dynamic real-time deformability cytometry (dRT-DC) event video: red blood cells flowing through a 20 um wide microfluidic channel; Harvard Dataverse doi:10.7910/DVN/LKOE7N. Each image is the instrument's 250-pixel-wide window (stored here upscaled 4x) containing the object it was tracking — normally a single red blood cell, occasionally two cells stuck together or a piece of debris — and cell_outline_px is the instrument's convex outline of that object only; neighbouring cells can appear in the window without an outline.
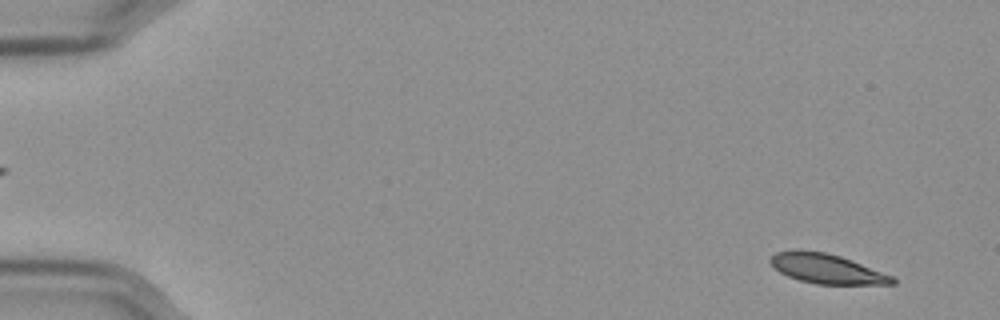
{"species": "Egyptian fruit bat (a non-hibernating species)", "species_latin": "Rousettus aegyptiacus", "temperature_condition": "cold", "stored_images_in_passage": 58, "camera_frame_rate_fps": 3000, "um_per_image_px": 0.085, "frame": {"image": 1, "passage_image": 4, "time_ms": 1.0, "image_size_px": [1000, 320], "cell_outline_px": [[896, 284], [816, 284], [800, 280], [788, 276], [780, 272], [768, 260], [776, 252], [824, 252], [840, 256], [892, 276], [896, 280]], "centroid_in_image_um": [70.31, 22.88], "position_along_channel_um": 14.7, "area_um2": 20.23}}
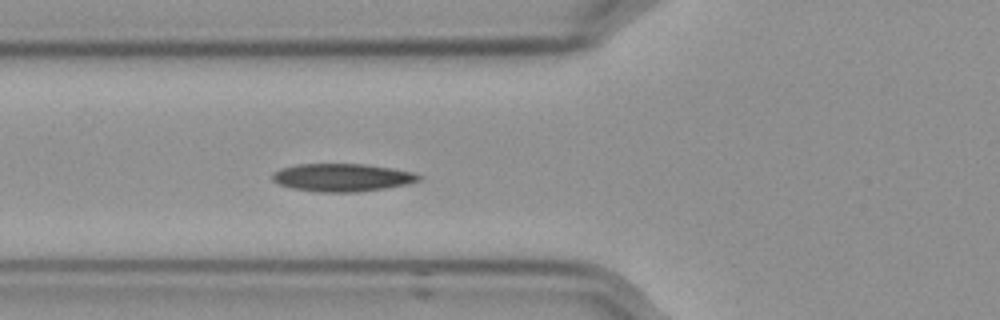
{"frame": {"image": 2, "passage_image": 22, "time_ms": 7.0, "image_size_px": [1000, 320], "cell_outline_px": [[420, 180], [408, 184], [384, 188], [356, 192], [320, 192], [292, 188], [280, 184], [272, 180], [272, 172], [280, 168], [300, 164], [364, 164], [412, 172], [420, 176]], "centroid_in_image_um": [29.04, 15.09], "position_along_channel_um": 96.8, "area_um2": 23.52}}
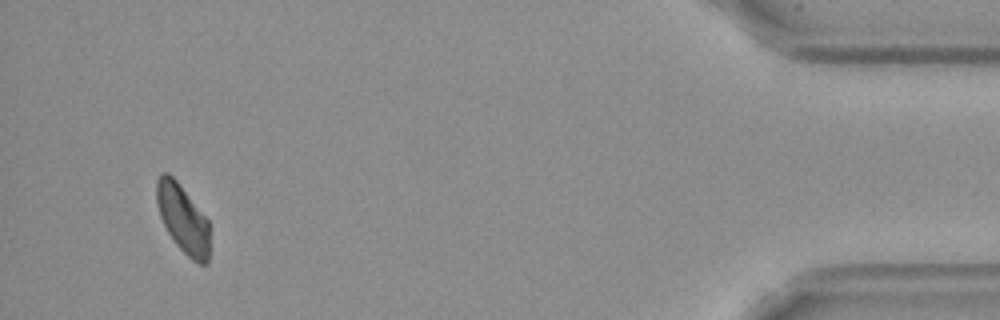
{"frame": {"image": 3, "passage_image": 55, "time_ms": 18.0, "image_size_px": [1000, 320], "cell_outline_px": [[208, 264], [200, 264], [192, 260], [176, 244], [168, 232], [160, 216], [156, 204], [156, 180], [164, 172], [168, 172], [176, 180], [208, 220]], "centroid_in_image_um": [15.52, 18.59], "position_along_channel_um": 419.7, "area_um2": 20.75}}